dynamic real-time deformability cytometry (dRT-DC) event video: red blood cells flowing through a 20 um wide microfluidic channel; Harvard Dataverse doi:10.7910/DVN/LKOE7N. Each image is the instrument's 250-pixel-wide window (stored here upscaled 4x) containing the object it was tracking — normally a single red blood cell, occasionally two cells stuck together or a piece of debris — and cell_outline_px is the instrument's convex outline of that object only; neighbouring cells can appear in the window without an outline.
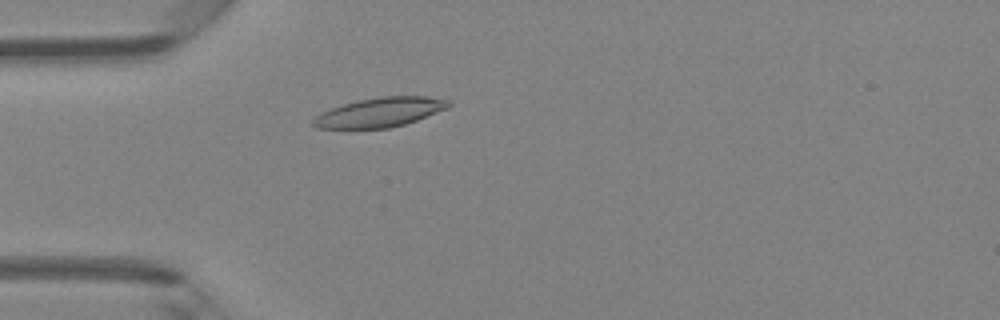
{"species": "Egyptian fruit bat (a non-hibernating species)", "species_latin": "Rousettus aegyptiacus", "temperature_condition": "room temperature", "stored_images_in_passage": 2, "camera_frame_rate_fps": 3000, "um_per_image_px": 0.085, "animal": {"sex": "female"}, "frame": {"image": 1, "passage_image": 2, "time_ms": 0.333, "image_size_px": [1000, 320], "cell_outline_px": [[452, 104], [448, 108], [416, 120], [404, 124], [388, 128], [316, 128], [308, 124], [316, 116], [332, 108], [344, 104], [360, 100], [380, 96], [424, 96], [448, 100]], "centroid_in_image_um": [32.28, 9.55], "position_along_channel_um": 52.7, "area_um2": 22.95}}